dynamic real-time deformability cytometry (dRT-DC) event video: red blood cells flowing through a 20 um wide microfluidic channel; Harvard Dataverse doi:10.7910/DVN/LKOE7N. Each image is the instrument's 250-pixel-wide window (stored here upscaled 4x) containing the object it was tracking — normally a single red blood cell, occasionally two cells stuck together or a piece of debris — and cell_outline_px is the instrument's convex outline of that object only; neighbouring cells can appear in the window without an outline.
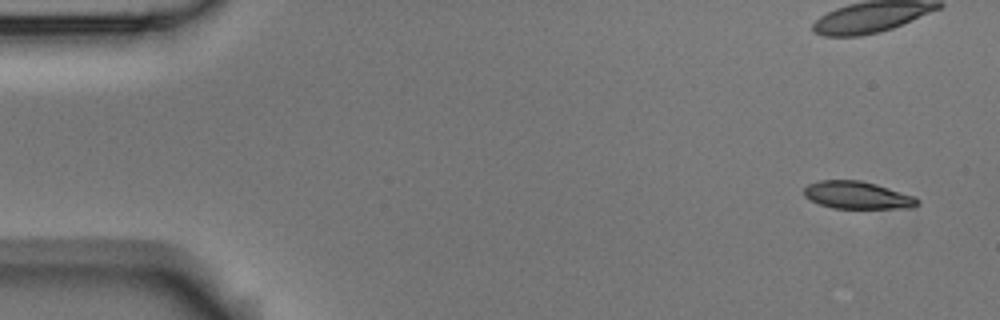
{"species": "Egyptian fruit bat (a non-hibernating species)", "species_latin": "Rousettus aegyptiacus", "temperature_condition": "room temperature", "stored_images_in_passage": 5, "camera_frame_rate_fps": 3000, "um_per_image_px": 0.085, "animal": {"sex": "male"}, "frame": {"image": 1, "passage_image": 1, "time_ms": 0.0, "image_size_px": [1000, 320], "cell_outline_px": [[920, 204], [912, 208], [832, 208], [820, 204], [804, 196], [804, 188], [808, 184], [820, 180], [860, 180], [876, 184], [916, 196], [920, 200]], "centroid_in_image_um": [72.92, 16.59], "position_along_channel_um": 12.1, "area_um2": 18.26}}